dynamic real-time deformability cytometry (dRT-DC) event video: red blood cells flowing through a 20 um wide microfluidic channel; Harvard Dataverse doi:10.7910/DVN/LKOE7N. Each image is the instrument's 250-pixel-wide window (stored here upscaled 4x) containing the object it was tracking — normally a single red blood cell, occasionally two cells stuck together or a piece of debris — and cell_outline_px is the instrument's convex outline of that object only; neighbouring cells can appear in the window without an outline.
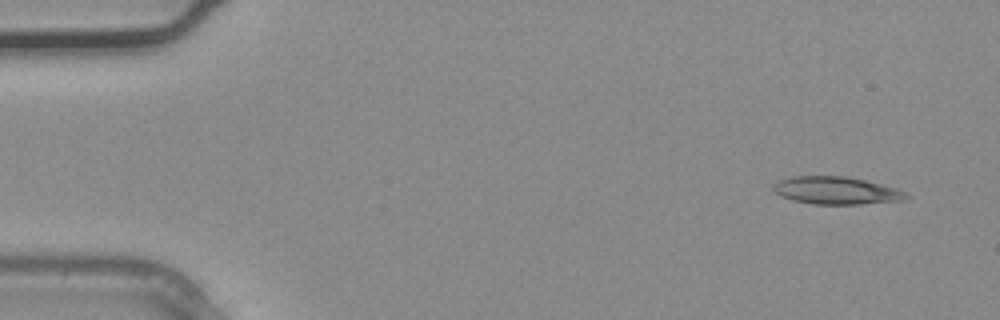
{"species": "common noctule bat (a hibernating species)", "species_latin": "Nyctalus noctula", "temperature_condition": "warm", "stored_images_in_passage": 4, "segment_of_instrument_passage": [1, 2], "camera_frame_rate_fps": 3000, "um_per_image_px": 0.085, "animal": {"sex": "male", "body_mass_g": 20.4}, "frame": {"image": 1, "passage_image": 1, "time_ms": 0.0, "image_size_px": [1000, 320], "cell_outline_px": [[912, 196], [904, 200], [860, 204], [812, 204], [792, 200], [780, 196], [772, 188], [772, 184], [776, 180], [792, 176], [844, 176], [864, 180], [896, 188]], "centroid_in_image_um": [71.04, 16.19], "position_along_channel_um": 14.0, "area_um2": 21.44}}
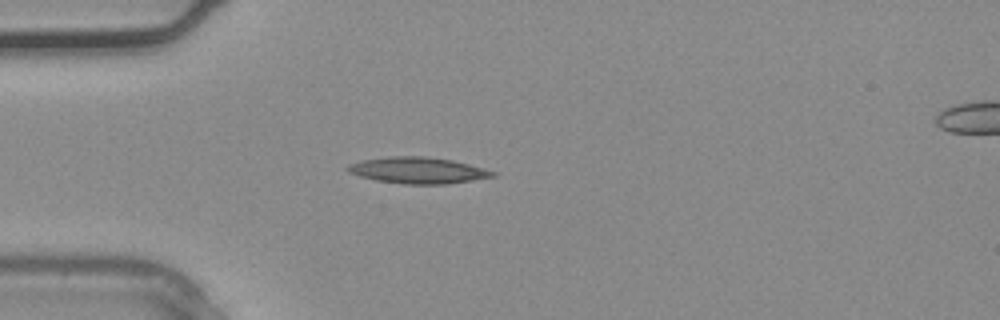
{"frame": {"image": 2, "passage_image": 3, "time_ms": 0.667, "image_size_px": [1000, 320], "cell_outline_px": [[496, 176], [448, 184], [404, 184], [376, 180], [360, 176], [348, 172], [344, 168], [348, 164], [364, 160], [388, 156], [424, 156], [452, 160], [484, 168], [496, 172]], "centroid_in_image_um": [35.51, 14.48], "position_along_channel_um": 49.5, "area_um2": 22.2}}